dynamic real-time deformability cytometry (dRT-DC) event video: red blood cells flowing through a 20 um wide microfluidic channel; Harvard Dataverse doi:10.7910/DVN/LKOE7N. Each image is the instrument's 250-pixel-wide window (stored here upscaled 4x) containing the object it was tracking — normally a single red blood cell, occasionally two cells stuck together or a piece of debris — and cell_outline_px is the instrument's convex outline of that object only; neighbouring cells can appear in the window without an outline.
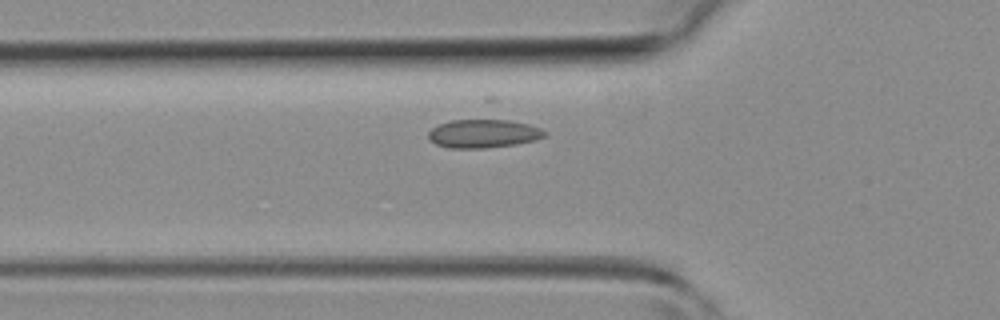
{"species": "common noctule bat (a hibernating species)", "species_latin": "Nyctalus noctula", "temperature_condition": "room temperature", "stored_images_in_passage": 41, "segment_of_instrument_passage": [1, 2], "camera_frame_rate_fps": 3000, "um_per_image_px": 0.085, "animal": {"sex": "female", "body_mass_g": 19.3, "forearm_length_mm": 54.1}, "frame": {"image": 1, "passage_image": 10, "time_ms": 3.0, "image_size_px": [1000, 320], "cell_outline_px": [[548, 132], [544, 136], [536, 140], [516, 144], [484, 148], [448, 148], [436, 144], [428, 140], [428, 132], [432, 128], [440, 124], [452, 120], [484, 116], [496, 116], [528, 124], [540, 128]], "centroid_in_image_um": [41.09, 11.29], "position_along_channel_um": 84.7, "area_um2": 20.35}}
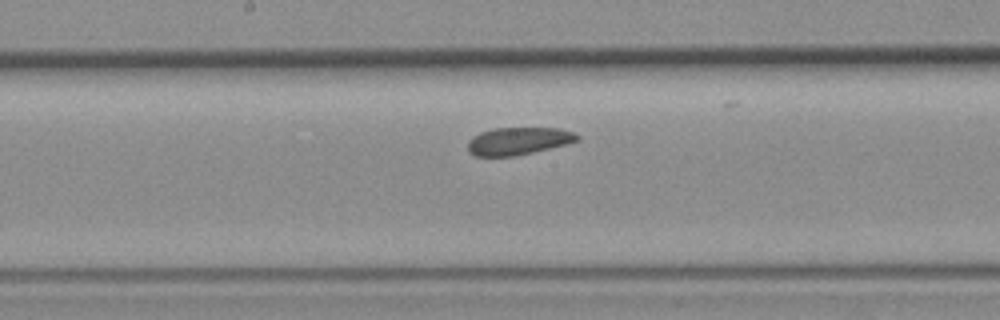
{"frame": {"image": 2, "passage_image": 18, "time_ms": 5.667, "image_size_px": [1000, 320], "cell_outline_px": [[580, 140], [568, 144], [516, 156], [476, 156], [468, 152], [468, 140], [472, 136], [480, 132], [492, 128], [560, 128], [576, 132], [580, 136]], "centroid_in_image_um": [44.08, 11.98], "position_along_channel_um": 204.1, "area_um2": 17.86}}
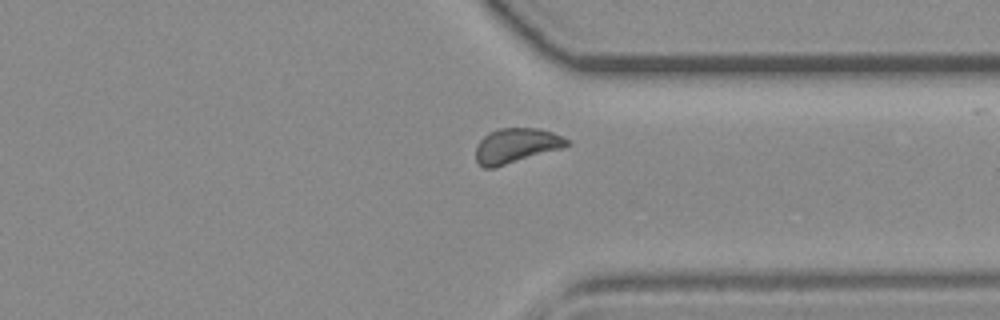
{"frame": {"image": 3, "passage_image": 29, "time_ms": 9.333, "image_size_px": [1000, 320], "cell_outline_px": [[572, 144], [564, 148], [496, 168], [484, 168], [476, 160], [476, 144], [488, 132], [496, 128], [536, 128], [552, 132], [568, 140]], "centroid_in_image_um": [43.87, 12.39], "position_along_channel_um": 367.5, "area_um2": 18.79}}